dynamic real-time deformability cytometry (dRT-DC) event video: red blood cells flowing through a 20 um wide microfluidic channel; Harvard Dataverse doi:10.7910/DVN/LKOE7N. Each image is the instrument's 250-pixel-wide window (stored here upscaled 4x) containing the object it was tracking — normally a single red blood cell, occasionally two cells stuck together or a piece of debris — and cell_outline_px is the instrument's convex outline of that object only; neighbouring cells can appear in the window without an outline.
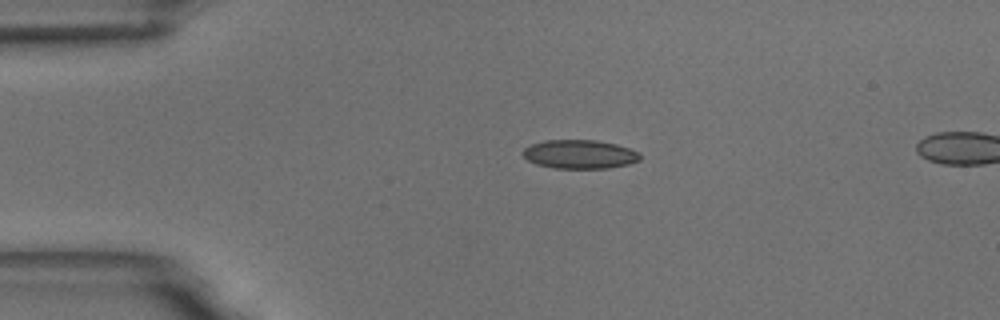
{"species": "common noctule bat (a hibernating species)", "species_latin": "Nyctalus noctula", "temperature_condition": "room temperature", "stored_images_in_passage": 44, "camera_frame_rate_fps": 3000, "um_per_image_px": 0.085, "animal": {"sex": "male", "body_mass_g": 18.8}, "frame": {"image": 1, "passage_image": 1, "time_ms": 0.0, "image_size_px": [1000, 320], "cell_outline_px": [[640, 160], [628, 164], [608, 168], [552, 168], [536, 164], [528, 160], [524, 156], [524, 148], [532, 144], [544, 140], [596, 140], [616, 144], [640, 152]], "centroid_in_image_um": [49.28, 13.11], "position_along_channel_um": 35.7, "area_um2": 19.59}}
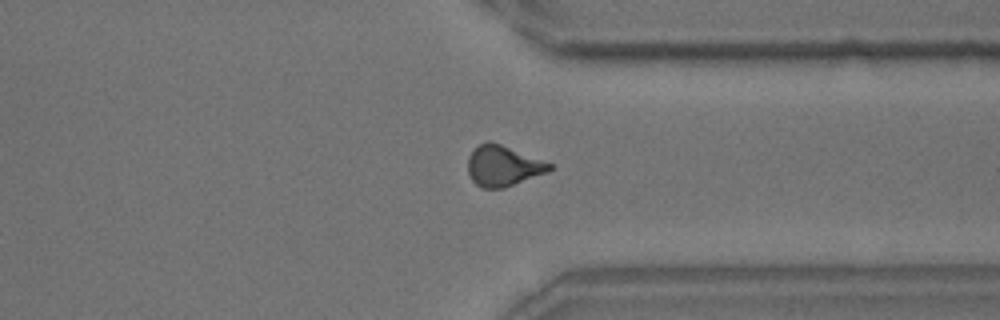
{"frame": {"image": 2, "passage_image": 31, "time_ms": 10.0, "image_size_px": [1000, 320], "cell_outline_px": [[556, 168], [548, 172], [504, 188], [480, 188], [472, 180], [468, 172], [468, 156], [480, 144], [488, 140], [500, 144], [552, 164]], "centroid_in_image_um": [42.77, 14.12], "position_along_channel_um": 368.6, "area_um2": 19.19}}
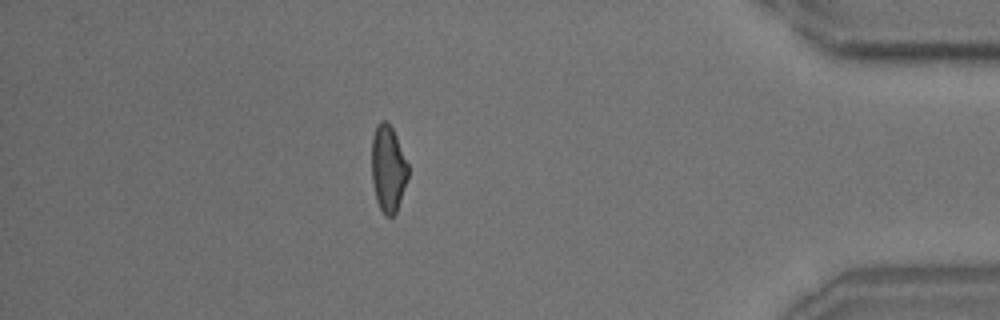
{"frame": {"image": 3, "passage_image": 37, "time_ms": 12.0, "image_size_px": [1000, 320], "cell_outline_px": [[408, 176], [396, 212], [392, 216], [384, 216], [376, 200], [372, 180], [372, 136], [376, 124], [380, 120], [388, 120], [396, 136], [408, 164]], "centroid_in_image_um": [32.97, 14.3], "position_along_channel_um": 402.2, "area_um2": 18.38}, "authors_computed_cell_mechanics": {"area_um2": 19.1896, "velocity_mm_per_s": 3.6997, "shape_relaxation_time_tau1_ms": 6.1163, "shape_relaxation_time_tau2_ms": 1.8303, "deformation_change_tau1": 0.1546, "deformation_change_tau2": 0.0898}}